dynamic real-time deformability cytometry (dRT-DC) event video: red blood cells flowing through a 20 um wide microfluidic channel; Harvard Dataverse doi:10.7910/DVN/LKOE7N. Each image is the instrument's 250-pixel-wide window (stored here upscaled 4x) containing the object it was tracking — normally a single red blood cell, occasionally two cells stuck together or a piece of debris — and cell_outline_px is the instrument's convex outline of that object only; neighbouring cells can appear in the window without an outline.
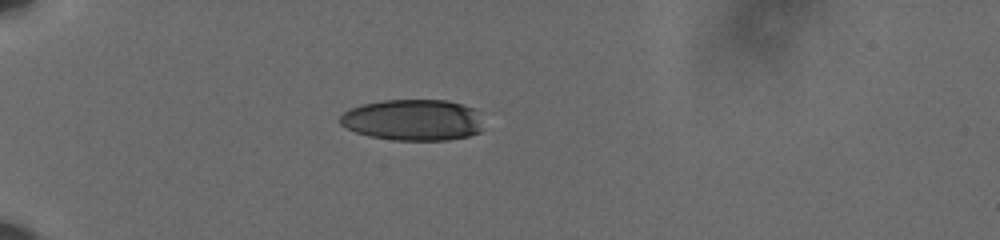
{"species": "human", "species_latin": "Homo sapiens", "temperature_condition": "cold", "stored_images_in_passage": 42, "camera_frame_rate_fps": 3000, "um_per_image_px": 0.085, "donor": {"sex": "male"}, "frame": {"image": 1, "passage_image": 1, "time_ms": 0.0, "image_size_px": [1000, 240], "cell_outline_px": [[480, 132], [468, 136], [448, 140], [392, 140], [368, 136], [356, 132], [340, 124], [340, 116], [344, 112], [352, 108], [364, 104], [384, 100], [448, 100], [464, 104], [476, 108], [480, 120]], "centroid_in_image_um": [35.12, 10.19], "position_along_channel_um": 49.9, "area_um2": 34.45}}
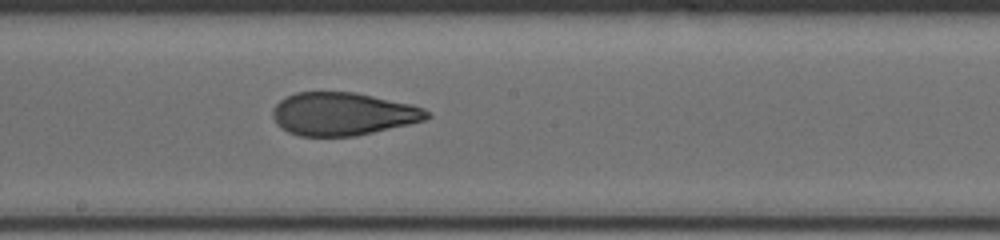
{"frame": {"image": 2, "passage_image": 18, "time_ms": 5.667, "image_size_px": [1000, 240], "cell_outline_px": [[432, 116], [424, 120], [408, 124], [356, 136], [300, 136], [288, 132], [276, 124], [272, 116], [272, 108], [280, 100], [296, 92], [352, 92], [412, 104], [424, 108]], "centroid_in_image_um": [29.12, 9.69], "position_along_channel_um": 219.1, "area_um2": 38.49}}
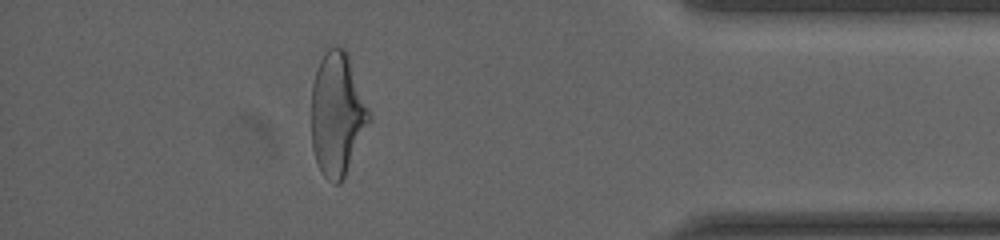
{"frame": {"image": 3, "passage_image": 36, "time_ms": 11.667, "image_size_px": [1000, 240], "cell_outline_px": [[372, 120], [340, 184], [332, 184], [320, 172], [312, 148], [312, 84], [320, 60], [324, 52], [328, 48], [344, 48], [348, 52], [372, 116]], "centroid_in_image_um": [28.68, 9.71], "position_along_channel_um": 406.5, "area_um2": 41.67}, "authors_computed_cell_mechanics": {"area_um2": 39.4485, "velocity_mm_per_s": 3.6094, "shape_relaxation_time_tau1_ms": 7.2354, "shape_relaxation_time_tau2_ms": 1.7248, "deformation_change_tau1": 0.2289, "deformation_change_tau2": 0.088}}